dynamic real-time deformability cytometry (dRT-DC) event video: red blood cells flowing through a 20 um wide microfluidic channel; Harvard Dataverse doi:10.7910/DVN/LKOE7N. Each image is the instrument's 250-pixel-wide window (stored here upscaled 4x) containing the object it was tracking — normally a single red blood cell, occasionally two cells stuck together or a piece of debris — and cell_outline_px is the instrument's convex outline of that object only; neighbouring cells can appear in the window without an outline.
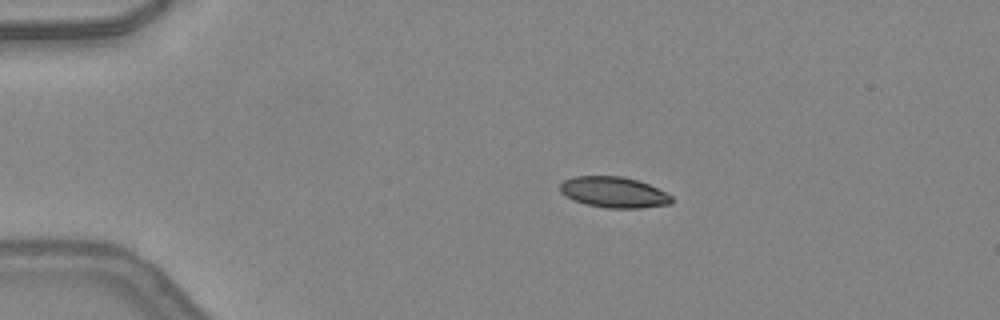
{"species": "common noctule bat (a hibernating species)", "species_latin": "Nyctalus noctula", "temperature_condition": "warm", "stored_images_in_passage": 39, "camera_frame_rate_fps": 3000, "um_per_image_px": 0.085, "animal": {"sex": "female", "body_mass_g": 24.6, "forearm_length_mm": 56.2}, "frame": {"image": 1, "passage_image": 1, "time_ms": 0.0, "image_size_px": [1000, 320], "cell_outline_px": [[672, 204], [640, 208], [608, 208], [588, 204], [576, 200], [560, 192], [560, 184], [564, 180], [576, 176], [624, 176], [648, 184], [672, 196]], "centroid_in_image_um": [52.19, 16.34], "position_along_channel_um": 32.8, "area_um2": 19.77}}
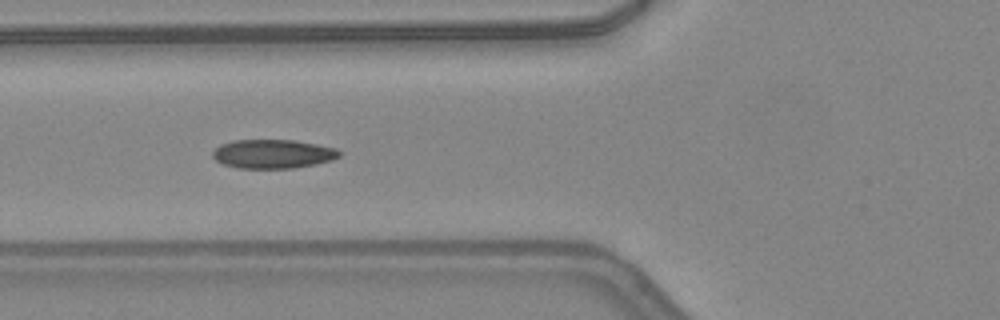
{"frame": {"image": 2, "passage_image": 10, "time_ms": 3.0, "image_size_px": [1000, 320], "cell_outline_px": [[340, 156], [332, 160], [316, 164], [292, 168], [236, 168], [224, 164], [216, 160], [212, 156], [212, 152], [220, 144], [232, 140], [292, 140], [316, 144], [336, 148], [340, 152]], "centroid_in_image_um": [23.18, 13.08], "position_along_channel_um": 102.6, "area_um2": 21.33}}
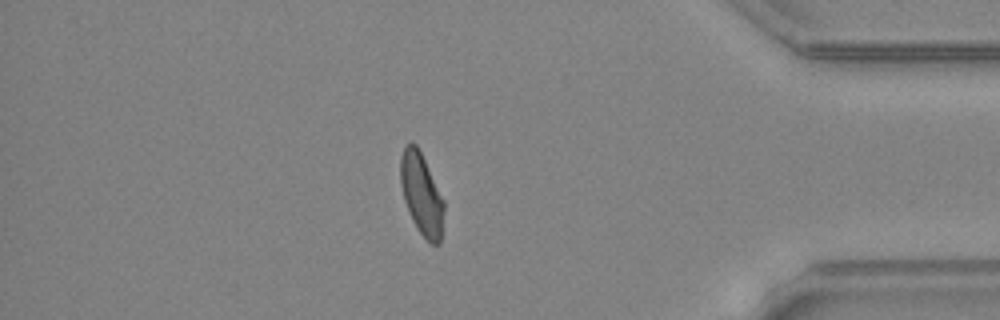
{"frame": {"image": 3, "passage_image": 33, "time_ms": 10.667, "image_size_px": [1000, 320], "cell_outline_px": [[444, 212], [440, 244], [432, 244], [416, 228], [412, 220], [404, 200], [400, 184], [400, 156], [404, 144], [412, 140], [416, 144], [444, 200]], "centroid_in_image_um": [35.8, 16.47], "position_along_channel_um": 399.4, "area_um2": 20.69}, "authors_computed_cell_mechanics": {"area_um2": 21.097, "velocity_mm_per_s": 4.2819, "shape_relaxation_time_tau1_ms": 5.316, "shape_relaxation_time_tau2_ms": 1.1432, "deformation_change_tau1": 0.1719, "deformation_change_tau2": 0.052}}